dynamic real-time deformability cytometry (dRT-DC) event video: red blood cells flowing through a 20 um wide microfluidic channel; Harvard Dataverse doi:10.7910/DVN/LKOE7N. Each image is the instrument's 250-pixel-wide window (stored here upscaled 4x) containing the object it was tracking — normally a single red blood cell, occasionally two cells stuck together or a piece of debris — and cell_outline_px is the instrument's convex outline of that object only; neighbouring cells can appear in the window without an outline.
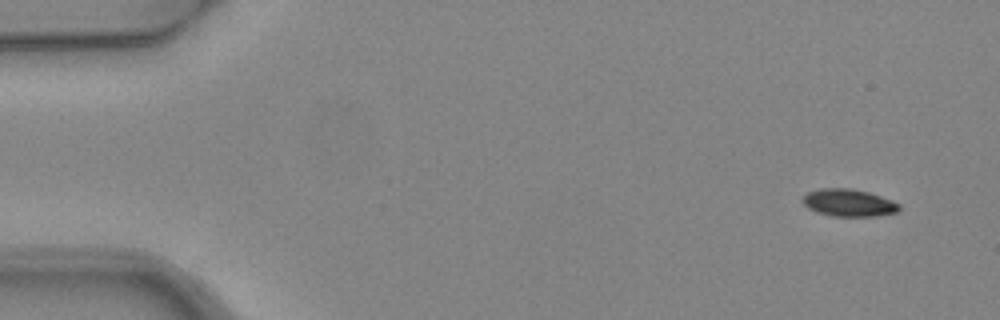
{"species": "common noctule bat (a hibernating species)", "species_latin": "Nyctalus noctula", "temperature_condition": "warm", "stored_images_in_passage": 6, "camera_frame_rate_fps": 3000, "um_per_image_px": 0.085, "animal": {"sex": "female", "body_mass_g": 24.6, "forearm_length_mm": 56.2}, "frame": {"image": 1, "passage_image": 1, "time_ms": 0.0, "image_size_px": [1000, 320], "cell_outline_px": [[900, 208], [896, 212], [876, 216], [832, 216], [816, 212], [808, 208], [800, 200], [808, 192], [820, 188], [852, 188], [868, 192], [892, 200], [900, 204]], "centroid_in_image_um": [72.12, 17.23], "position_along_channel_um": 12.9, "area_um2": 15.43}}
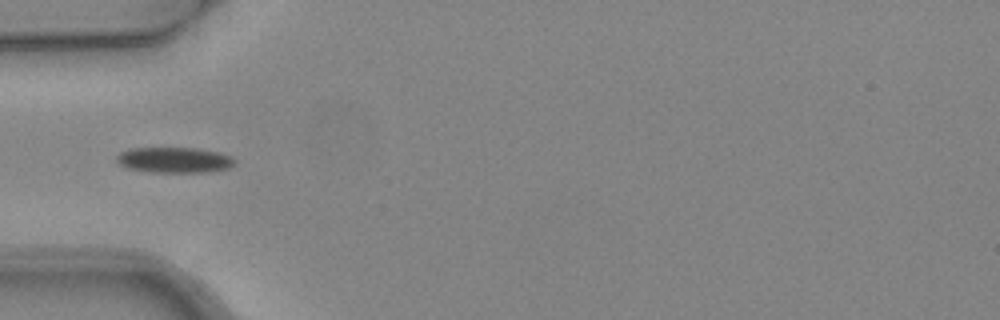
{"frame": {"image": 2, "passage_image": 5, "time_ms": 1.333, "image_size_px": [1000, 320], "cell_outline_px": [[236, 164], [228, 168], [208, 172], [152, 172], [124, 168], [116, 160], [116, 156], [120, 152], [128, 148], [196, 148], [216, 152], [232, 156], [236, 160]], "centroid_in_image_um": [14.8, 13.6], "position_along_channel_um": 70.2, "area_um2": 17.74}}
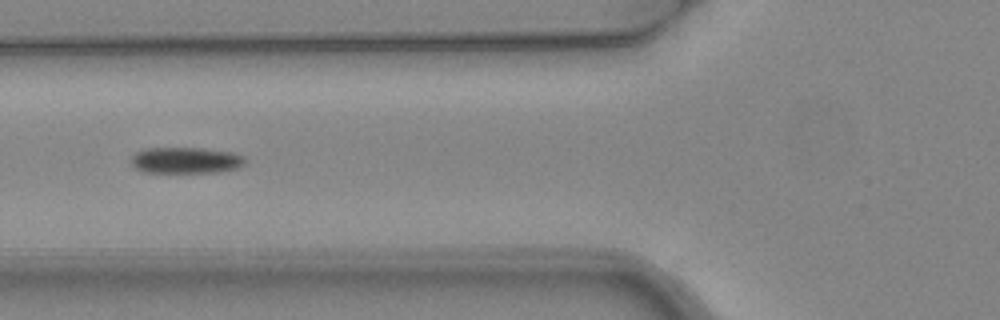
{"frame": {"image": 3, "passage_image": 6, "time_ms": 1.667, "image_size_px": [1000, 320], "cell_outline_px": [[248, 160], [244, 164], [236, 168], [216, 172], [144, 172], [136, 168], [132, 164], [132, 156], [136, 152], [144, 148], [204, 148], [232, 152], [244, 156]], "centroid_in_image_um": [15.82, 13.61], "position_along_channel_um": 110.0, "area_um2": 17.4}}